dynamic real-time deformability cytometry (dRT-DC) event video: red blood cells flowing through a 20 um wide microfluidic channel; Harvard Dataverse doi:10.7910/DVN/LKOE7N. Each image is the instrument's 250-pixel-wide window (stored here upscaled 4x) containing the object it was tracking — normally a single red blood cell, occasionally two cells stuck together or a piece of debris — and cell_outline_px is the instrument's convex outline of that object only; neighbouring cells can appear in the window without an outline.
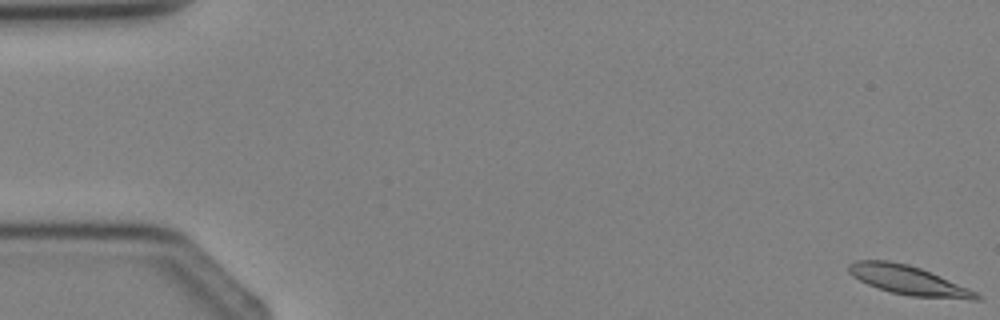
{"species": "Egyptian fruit bat (a non-hibernating species)", "species_latin": "Rousettus aegyptiacus", "temperature_condition": "cold", "stored_images_in_passage": 4, "segment_of_instrument_passage": [1, 2], "camera_frame_rate_fps": 3000, "um_per_image_px": 0.085, "animal": {"sex": "female"}, "frame": {"image": 1, "passage_image": 1, "time_ms": 0.0, "image_size_px": [1000, 320], "cell_outline_px": [[980, 300], [968, 300], [912, 296], [892, 292], [868, 284], [852, 276], [848, 272], [848, 264], [856, 260], [888, 260], [908, 264], [920, 268], [940, 276], [968, 288], [976, 292], [980, 296]], "centroid_in_image_um": [77.21, 23.82], "position_along_channel_um": 7.8, "area_um2": 21.5}}
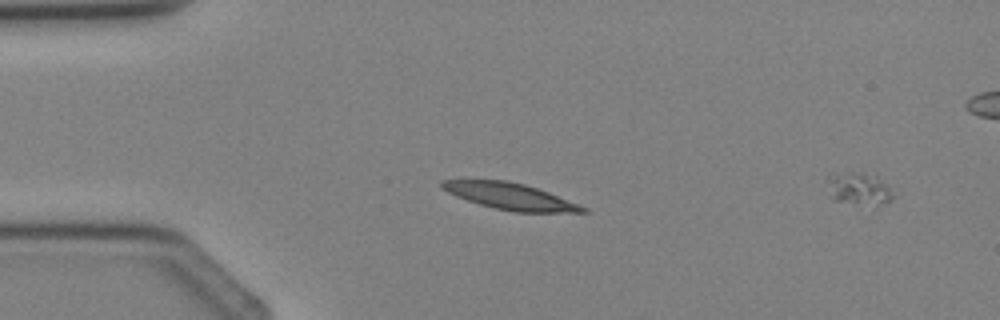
{"frame": {"image": 2, "passage_image": 3, "time_ms": 3.0, "image_size_px": [1000, 320], "cell_outline_px": [[588, 212], [512, 212], [480, 204], [456, 196], [440, 188], [440, 180], [508, 180], [524, 184], [548, 192], [580, 204], [588, 208]], "centroid_in_image_um": [43.37, 16.68], "position_along_channel_um": 41.6, "area_um2": 21.62}}